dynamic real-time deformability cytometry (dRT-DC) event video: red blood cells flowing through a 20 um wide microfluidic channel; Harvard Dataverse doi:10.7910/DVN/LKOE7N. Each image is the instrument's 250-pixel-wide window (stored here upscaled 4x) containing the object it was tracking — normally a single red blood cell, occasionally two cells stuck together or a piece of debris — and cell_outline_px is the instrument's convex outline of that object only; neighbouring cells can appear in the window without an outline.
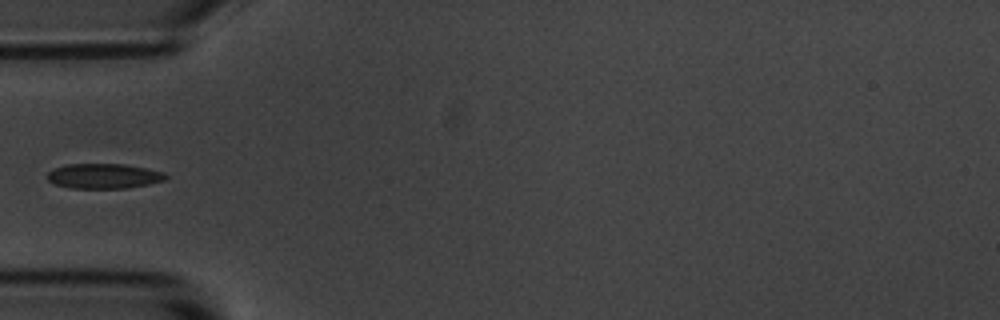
{"species": "common noctule bat (a hibernating species)", "species_latin": "Nyctalus noctula", "temperature_condition": "room temperature", "stored_images_in_passage": 6, "camera_frame_rate_fps": 3000, "um_per_image_px": 0.085, "animal": {"sex": "male", "body_mass_g": 20.1, "forearm_length_mm": 53.5}, "frame": {"image": 1, "passage_image": 5, "time_ms": 5.667, "image_size_px": [1000, 320], "cell_outline_px": [[168, 176], [164, 180], [148, 184], [128, 188], [72, 188], [56, 184], [48, 180], [48, 172], [52, 168], [68, 164], [124, 164], [164, 172]], "centroid_in_image_um": [8.81, 14.96], "position_along_channel_um": 76.2, "area_um2": 17.11}}